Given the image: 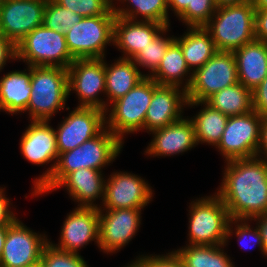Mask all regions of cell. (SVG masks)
Listing matches in <instances>:
<instances>
[{
  "instance_id": "1",
  "label": "cell",
  "mask_w": 267,
  "mask_h": 267,
  "mask_svg": "<svg viewBox=\"0 0 267 267\" xmlns=\"http://www.w3.org/2000/svg\"><path fill=\"white\" fill-rule=\"evenodd\" d=\"M216 194L231 219L267 214V160L255 156L226 162Z\"/></svg>"
},
{
  "instance_id": "2",
  "label": "cell",
  "mask_w": 267,
  "mask_h": 267,
  "mask_svg": "<svg viewBox=\"0 0 267 267\" xmlns=\"http://www.w3.org/2000/svg\"><path fill=\"white\" fill-rule=\"evenodd\" d=\"M123 144L108 128L81 146L60 153L51 177L33 196L54 191L56 186L72 171L89 168L102 171L121 153Z\"/></svg>"
},
{
  "instance_id": "3",
  "label": "cell",
  "mask_w": 267,
  "mask_h": 267,
  "mask_svg": "<svg viewBox=\"0 0 267 267\" xmlns=\"http://www.w3.org/2000/svg\"><path fill=\"white\" fill-rule=\"evenodd\" d=\"M255 9L252 1L218 6L203 26L217 51H234L255 40Z\"/></svg>"
},
{
  "instance_id": "4",
  "label": "cell",
  "mask_w": 267,
  "mask_h": 267,
  "mask_svg": "<svg viewBox=\"0 0 267 267\" xmlns=\"http://www.w3.org/2000/svg\"><path fill=\"white\" fill-rule=\"evenodd\" d=\"M31 96L27 109L30 121H50L65 108L69 97L68 71L61 67L31 66Z\"/></svg>"
},
{
  "instance_id": "5",
  "label": "cell",
  "mask_w": 267,
  "mask_h": 267,
  "mask_svg": "<svg viewBox=\"0 0 267 267\" xmlns=\"http://www.w3.org/2000/svg\"><path fill=\"white\" fill-rule=\"evenodd\" d=\"M159 86L146 76L125 96L108 105L105 117L108 128L122 143L124 135L144 130L145 116L151 102L153 91ZM109 106L111 107L109 109ZM111 110V111H110Z\"/></svg>"
},
{
  "instance_id": "6",
  "label": "cell",
  "mask_w": 267,
  "mask_h": 267,
  "mask_svg": "<svg viewBox=\"0 0 267 267\" xmlns=\"http://www.w3.org/2000/svg\"><path fill=\"white\" fill-rule=\"evenodd\" d=\"M189 209L188 245H225L231 218L220 197L215 193L197 198Z\"/></svg>"
},
{
  "instance_id": "7",
  "label": "cell",
  "mask_w": 267,
  "mask_h": 267,
  "mask_svg": "<svg viewBox=\"0 0 267 267\" xmlns=\"http://www.w3.org/2000/svg\"><path fill=\"white\" fill-rule=\"evenodd\" d=\"M17 61L28 66H48L68 69L75 60L66 45L65 34L44 25L36 27L16 44Z\"/></svg>"
},
{
  "instance_id": "8",
  "label": "cell",
  "mask_w": 267,
  "mask_h": 267,
  "mask_svg": "<svg viewBox=\"0 0 267 267\" xmlns=\"http://www.w3.org/2000/svg\"><path fill=\"white\" fill-rule=\"evenodd\" d=\"M115 17H83L75 23L65 34L71 56L74 59L105 58L106 46L113 45Z\"/></svg>"
},
{
  "instance_id": "9",
  "label": "cell",
  "mask_w": 267,
  "mask_h": 267,
  "mask_svg": "<svg viewBox=\"0 0 267 267\" xmlns=\"http://www.w3.org/2000/svg\"><path fill=\"white\" fill-rule=\"evenodd\" d=\"M238 83L235 56L232 51H217L192 75L186 90L188 101H206L214 93Z\"/></svg>"
},
{
  "instance_id": "10",
  "label": "cell",
  "mask_w": 267,
  "mask_h": 267,
  "mask_svg": "<svg viewBox=\"0 0 267 267\" xmlns=\"http://www.w3.org/2000/svg\"><path fill=\"white\" fill-rule=\"evenodd\" d=\"M262 120L263 117L254 110L229 116L221 141L216 146L225 162L257 156Z\"/></svg>"
},
{
  "instance_id": "11",
  "label": "cell",
  "mask_w": 267,
  "mask_h": 267,
  "mask_svg": "<svg viewBox=\"0 0 267 267\" xmlns=\"http://www.w3.org/2000/svg\"><path fill=\"white\" fill-rule=\"evenodd\" d=\"M67 71L69 95L76 93L80 102L77 107L106 111V101L99 99L101 92L106 94L104 58L75 59Z\"/></svg>"
},
{
  "instance_id": "12",
  "label": "cell",
  "mask_w": 267,
  "mask_h": 267,
  "mask_svg": "<svg viewBox=\"0 0 267 267\" xmlns=\"http://www.w3.org/2000/svg\"><path fill=\"white\" fill-rule=\"evenodd\" d=\"M20 151L27 161L35 165H46L53 161L51 167L33 181V196V193L51 177L59 155L56 143V132L55 129L50 126L49 121H31L22 134Z\"/></svg>"
},
{
  "instance_id": "13",
  "label": "cell",
  "mask_w": 267,
  "mask_h": 267,
  "mask_svg": "<svg viewBox=\"0 0 267 267\" xmlns=\"http://www.w3.org/2000/svg\"><path fill=\"white\" fill-rule=\"evenodd\" d=\"M48 242L45 234L32 231L17 218L8 225L0 267H32L39 264Z\"/></svg>"
},
{
  "instance_id": "14",
  "label": "cell",
  "mask_w": 267,
  "mask_h": 267,
  "mask_svg": "<svg viewBox=\"0 0 267 267\" xmlns=\"http://www.w3.org/2000/svg\"><path fill=\"white\" fill-rule=\"evenodd\" d=\"M58 125L56 143L58 153L81 146L106 128V112L93 107H76Z\"/></svg>"
},
{
  "instance_id": "15",
  "label": "cell",
  "mask_w": 267,
  "mask_h": 267,
  "mask_svg": "<svg viewBox=\"0 0 267 267\" xmlns=\"http://www.w3.org/2000/svg\"><path fill=\"white\" fill-rule=\"evenodd\" d=\"M141 211V208L99 209L98 248L111 254L126 246L139 230Z\"/></svg>"
},
{
  "instance_id": "16",
  "label": "cell",
  "mask_w": 267,
  "mask_h": 267,
  "mask_svg": "<svg viewBox=\"0 0 267 267\" xmlns=\"http://www.w3.org/2000/svg\"><path fill=\"white\" fill-rule=\"evenodd\" d=\"M106 180L104 199L99 209H143L152 201L151 186L138 175L120 171L110 174Z\"/></svg>"
},
{
  "instance_id": "17",
  "label": "cell",
  "mask_w": 267,
  "mask_h": 267,
  "mask_svg": "<svg viewBox=\"0 0 267 267\" xmlns=\"http://www.w3.org/2000/svg\"><path fill=\"white\" fill-rule=\"evenodd\" d=\"M47 1L0 0V33L17 44L43 25Z\"/></svg>"
},
{
  "instance_id": "18",
  "label": "cell",
  "mask_w": 267,
  "mask_h": 267,
  "mask_svg": "<svg viewBox=\"0 0 267 267\" xmlns=\"http://www.w3.org/2000/svg\"><path fill=\"white\" fill-rule=\"evenodd\" d=\"M56 248L79 254V249L94 241L99 246V207H75L67 214Z\"/></svg>"
},
{
  "instance_id": "19",
  "label": "cell",
  "mask_w": 267,
  "mask_h": 267,
  "mask_svg": "<svg viewBox=\"0 0 267 267\" xmlns=\"http://www.w3.org/2000/svg\"><path fill=\"white\" fill-rule=\"evenodd\" d=\"M178 86L159 85L154 91L146 112L144 130L152 132L183 118L187 92Z\"/></svg>"
},
{
  "instance_id": "20",
  "label": "cell",
  "mask_w": 267,
  "mask_h": 267,
  "mask_svg": "<svg viewBox=\"0 0 267 267\" xmlns=\"http://www.w3.org/2000/svg\"><path fill=\"white\" fill-rule=\"evenodd\" d=\"M166 27L153 21L115 17L113 46L122 50L119 58L133 59Z\"/></svg>"
},
{
  "instance_id": "21",
  "label": "cell",
  "mask_w": 267,
  "mask_h": 267,
  "mask_svg": "<svg viewBox=\"0 0 267 267\" xmlns=\"http://www.w3.org/2000/svg\"><path fill=\"white\" fill-rule=\"evenodd\" d=\"M153 139L147 146L145 154L171 156L184 153L197 145L195 127L190 118H181L168 126L151 132Z\"/></svg>"
},
{
  "instance_id": "22",
  "label": "cell",
  "mask_w": 267,
  "mask_h": 267,
  "mask_svg": "<svg viewBox=\"0 0 267 267\" xmlns=\"http://www.w3.org/2000/svg\"><path fill=\"white\" fill-rule=\"evenodd\" d=\"M102 172L89 168L74 170L54 190L65 187L73 201L78 202L77 207H98L94 201L104 199L106 179Z\"/></svg>"
},
{
  "instance_id": "23",
  "label": "cell",
  "mask_w": 267,
  "mask_h": 267,
  "mask_svg": "<svg viewBox=\"0 0 267 267\" xmlns=\"http://www.w3.org/2000/svg\"><path fill=\"white\" fill-rule=\"evenodd\" d=\"M238 82L251 92L267 76V43L253 40L233 51Z\"/></svg>"
},
{
  "instance_id": "24",
  "label": "cell",
  "mask_w": 267,
  "mask_h": 267,
  "mask_svg": "<svg viewBox=\"0 0 267 267\" xmlns=\"http://www.w3.org/2000/svg\"><path fill=\"white\" fill-rule=\"evenodd\" d=\"M31 66L27 70L8 72L0 78V111L23 113L31 96Z\"/></svg>"
},
{
  "instance_id": "25",
  "label": "cell",
  "mask_w": 267,
  "mask_h": 267,
  "mask_svg": "<svg viewBox=\"0 0 267 267\" xmlns=\"http://www.w3.org/2000/svg\"><path fill=\"white\" fill-rule=\"evenodd\" d=\"M146 76L147 74H142L132 59L119 58L112 64H107L105 60L106 110L108 104L125 96Z\"/></svg>"
},
{
  "instance_id": "26",
  "label": "cell",
  "mask_w": 267,
  "mask_h": 267,
  "mask_svg": "<svg viewBox=\"0 0 267 267\" xmlns=\"http://www.w3.org/2000/svg\"><path fill=\"white\" fill-rule=\"evenodd\" d=\"M192 75L193 72L189 69L181 47L176 40L168 46L158 68L152 74H147L159 85L178 86L185 90L190 87Z\"/></svg>"
},
{
  "instance_id": "27",
  "label": "cell",
  "mask_w": 267,
  "mask_h": 267,
  "mask_svg": "<svg viewBox=\"0 0 267 267\" xmlns=\"http://www.w3.org/2000/svg\"><path fill=\"white\" fill-rule=\"evenodd\" d=\"M181 37L175 40L179 43L189 69L194 72L202 67L217 52L209 32L203 27H187Z\"/></svg>"
},
{
  "instance_id": "28",
  "label": "cell",
  "mask_w": 267,
  "mask_h": 267,
  "mask_svg": "<svg viewBox=\"0 0 267 267\" xmlns=\"http://www.w3.org/2000/svg\"><path fill=\"white\" fill-rule=\"evenodd\" d=\"M203 105V108L190 118L195 127V137L197 145L199 143H208V145L217 146L221 141L222 134L226 127L229 116L212 108L205 101H188V107Z\"/></svg>"
},
{
  "instance_id": "29",
  "label": "cell",
  "mask_w": 267,
  "mask_h": 267,
  "mask_svg": "<svg viewBox=\"0 0 267 267\" xmlns=\"http://www.w3.org/2000/svg\"><path fill=\"white\" fill-rule=\"evenodd\" d=\"M205 102L227 116L242 115L253 110L252 92L240 82L214 93Z\"/></svg>"
},
{
  "instance_id": "30",
  "label": "cell",
  "mask_w": 267,
  "mask_h": 267,
  "mask_svg": "<svg viewBox=\"0 0 267 267\" xmlns=\"http://www.w3.org/2000/svg\"><path fill=\"white\" fill-rule=\"evenodd\" d=\"M226 245H187L175 250L185 267H235L224 252Z\"/></svg>"
},
{
  "instance_id": "31",
  "label": "cell",
  "mask_w": 267,
  "mask_h": 267,
  "mask_svg": "<svg viewBox=\"0 0 267 267\" xmlns=\"http://www.w3.org/2000/svg\"><path fill=\"white\" fill-rule=\"evenodd\" d=\"M120 3H128L126 8L116 7L113 9L116 17L139 20L137 17L142 16V21H153L164 26H170L168 4L164 0H117ZM130 4V5H129Z\"/></svg>"
},
{
  "instance_id": "32",
  "label": "cell",
  "mask_w": 267,
  "mask_h": 267,
  "mask_svg": "<svg viewBox=\"0 0 267 267\" xmlns=\"http://www.w3.org/2000/svg\"><path fill=\"white\" fill-rule=\"evenodd\" d=\"M169 27L162 30L145 48L132 59L135 64L141 67L148 68V72L152 74L159 66L165 55L168 46L175 40L174 35L166 37ZM162 34V35H161ZM165 34V35H164ZM151 70V71H150Z\"/></svg>"
},
{
  "instance_id": "33",
  "label": "cell",
  "mask_w": 267,
  "mask_h": 267,
  "mask_svg": "<svg viewBox=\"0 0 267 267\" xmlns=\"http://www.w3.org/2000/svg\"><path fill=\"white\" fill-rule=\"evenodd\" d=\"M83 17L64 8L54 0H47L44 10L43 25L60 34H66L75 23L81 21Z\"/></svg>"
},
{
  "instance_id": "34",
  "label": "cell",
  "mask_w": 267,
  "mask_h": 267,
  "mask_svg": "<svg viewBox=\"0 0 267 267\" xmlns=\"http://www.w3.org/2000/svg\"><path fill=\"white\" fill-rule=\"evenodd\" d=\"M60 6L70 9L82 17L116 16L109 0H54Z\"/></svg>"
},
{
  "instance_id": "35",
  "label": "cell",
  "mask_w": 267,
  "mask_h": 267,
  "mask_svg": "<svg viewBox=\"0 0 267 267\" xmlns=\"http://www.w3.org/2000/svg\"><path fill=\"white\" fill-rule=\"evenodd\" d=\"M40 264L42 267H89L80 254L58 249L50 240L43 249Z\"/></svg>"
},
{
  "instance_id": "36",
  "label": "cell",
  "mask_w": 267,
  "mask_h": 267,
  "mask_svg": "<svg viewBox=\"0 0 267 267\" xmlns=\"http://www.w3.org/2000/svg\"><path fill=\"white\" fill-rule=\"evenodd\" d=\"M248 219H230L228 227H227V237H226V243L225 245H228V241L231 238L232 234L235 233L236 234V238H238V243L240 244L241 247H243L244 249H251V244L248 245L246 242V240H250L249 242L253 243V246H258L261 250L262 255H264V257L267 255L265 250H264V246H263V242H262V237H261V233L258 229V227H251L248 223ZM235 225L236 228H234L235 232H233L234 230L232 229L233 226Z\"/></svg>"
},
{
  "instance_id": "37",
  "label": "cell",
  "mask_w": 267,
  "mask_h": 267,
  "mask_svg": "<svg viewBox=\"0 0 267 267\" xmlns=\"http://www.w3.org/2000/svg\"><path fill=\"white\" fill-rule=\"evenodd\" d=\"M215 0H191V4L178 17L187 27L204 26L216 12Z\"/></svg>"
},
{
  "instance_id": "38",
  "label": "cell",
  "mask_w": 267,
  "mask_h": 267,
  "mask_svg": "<svg viewBox=\"0 0 267 267\" xmlns=\"http://www.w3.org/2000/svg\"><path fill=\"white\" fill-rule=\"evenodd\" d=\"M136 259L143 267H185L176 251L166 253V255H141Z\"/></svg>"
},
{
  "instance_id": "39",
  "label": "cell",
  "mask_w": 267,
  "mask_h": 267,
  "mask_svg": "<svg viewBox=\"0 0 267 267\" xmlns=\"http://www.w3.org/2000/svg\"><path fill=\"white\" fill-rule=\"evenodd\" d=\"M252 108L261 117H267V76L252 91Z\"/></svg>"
},
{
  "instance_id": "40",
  "label": "cell",
  "mask_w": 267,
  "mask_h": 267,
  "mask_svg": "<svg viewBox=\"0 0 267 267\" xmlns=\"http://www.w3.org/2000/svg\"><path fill=\"white\" fill-rule=\"evenodd\" d=\"M11 59L17 60L16 44L0 33V72Z\"/></svg>"
},
{
  "instance_id": "41",
  "label": "cell",
  "mask_w": 267,
  "mask_h": 267,
  "mask_svg": "<svg viewBox=\"0 0 267 267\" xmlns=\"http://www.w3.org/2000/svg\"><path fill=\"white\" fill-rule=\"evenodd\" d=\"M4 189L0 187V227L8 226L17 219L16 215L11 211V201L5 197Z\"/></svg>"
},
{
  "instance_id": "42",
  "label": "cell",
  "mask_w": 267,
  "mask_h": 267,
  "mask_svg": "<svg viewBox=\"0 0 267 267\" xmlns=\"http://www.w3.org/2000/svg\"><path fill=\"white\" fill-rule=\"evenodd\" d=\"M255 38L267 43V9L255 11Z\"/></svg>"
},
{
  "instance_id": "43",
  "label": "cell",
  "mask_w": 267,
  "mask_h": 267,
  "mask_svg": "<svg viewBox=\"0 0 267 267\" xmlns=\"http://www.w3.org/2000/svg\"><path fill=\"white\" fill-rule=\"evenodd\" d=\"M263 154L265 157H262ZM258 157L264 158L267 160V117H263L261 124V134H260V145L257 153Z\"/></svg>"
},
{
  "instance_id": "44",
  "label": "cell",
  "mask_w": 267,
  "mask_h": 267,
  "mask_svg": "<svg viewBox=\"0 0 267 267\" xmlns=\"http://www.w3.org/2000/svg\"><path fill=\"white\" fill-rule=\"evenodd\" d=\"M252 220L257 221L256 224L261 233L264 250L267 254V214L256 216L250 221Z\"/></svg>"
},
{
  "instance_id": "45",
  "label": "cell",
  "mask_w": 267,
  "mask_h": 267,
  "mask_svg": "<svg viewBox=\"0 0 267 267\" xmlns=\"http://www.w3.org/2000/svg\"><path fill=\"white\" fill-rule=\"evenodd\" d=\"M191 4V0H170L168 9L174 11L176 17H179Z\"/></svg>"
},
{
  "instance_id": "46",
  "label": "cell",
  "mask_w": 267,
  "mask_h": 267,
  "mask_svg": "<svg viewBox=\"0 0 267 267\" xmlns=\"http://www.w3.org/2000/svg\"><path fill=\"white\" fill-rule=\"evenodd\" d=\"M7 230H8V226L0 227V257H1L2 252H3L5 239H6V236H7Z\"/></svg>"
},
{
  "instance_id": "47",
  "label": "cell",
  "mask_w": 267,
  "mask_h": 267,
  "mask_svg": "<svg viewBox=\"0 0 267 267\" xmlns=\"http://www.w3.org/2000/svg\"><path fill=\"white\" fill-rule=\"evenodd\" d=\"M255 11L267 9V0H251Z\"/></svg>"
},
{
  "instance_id": "48",
  "label": "cell",
  "mask_w": 267,
  "mask_h": 267,
  "mask_svg": "<svg viewBox=\"0 0 267 267\" xmlns=\"http://www.w3.org/2000/svg\"><path fill=\"white\" fill-rule=\"evenodd\" d=\"M251 0H215L218 6L240 4Z\"/></svg>"
},
{
  "instance_id": "49",
  "label": "cell",
  "mask_w": 267,
  "mask_h": 267,
  "mask_svg": "<svg viewBox=\"0 0 267 267\" xmlns=\"http://www.w3.org/2000/svg\"><path fill=\"white\" fill-rule=\"evenodd\" d=\"M126 267H143V265L135 259V261H132V263L128 264Z\"/></svg>"
},
{
  "instance_id": "50",
  "label": "cell",
  "mask_w": 267,
  "mask_h": 267,
  "mask_svg": "<svg viewBox=\"0 0 267 267\" xmlns=\"http://www.w3.org/2000/svg\"><path fill=\"white\" fill-rule=\"evenodd\" d=\"M32 267H42V266H41V264L39 263V264H37V265H35V266H32Z\"/></svg>"
}]
</instances>
